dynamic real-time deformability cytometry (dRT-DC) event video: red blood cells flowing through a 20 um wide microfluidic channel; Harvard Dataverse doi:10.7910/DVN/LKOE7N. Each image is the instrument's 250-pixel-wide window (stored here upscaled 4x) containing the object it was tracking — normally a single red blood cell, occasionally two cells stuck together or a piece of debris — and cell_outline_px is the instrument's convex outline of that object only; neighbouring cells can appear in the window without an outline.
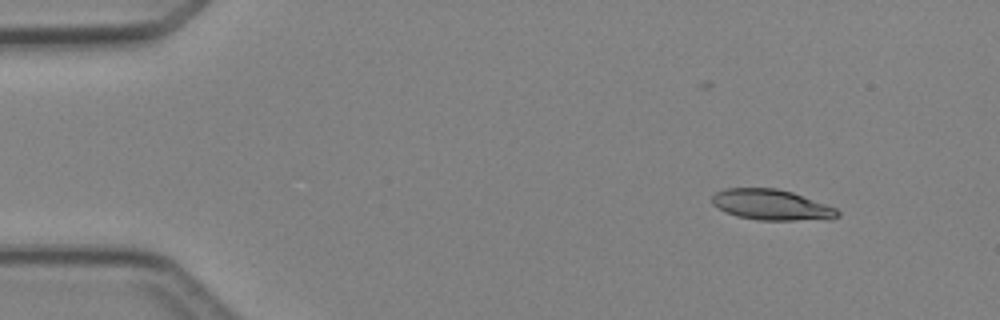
{"species": "Egyptian fruit bat (a non-hibernating species)", "species_latin": "Rousettus aegyptiacus", "temperature_condition": "cold", "stored_images_in_passage": 3, "camera_frame_rate_fps": 3000, "um_per_image_px": 0.085, "animal": {"sex": "female"}, "frame": {"image": 1, "passage_image": 1, "time_ms": 0.0, "image_size_px": [1000, 320], "cell_outline_px": [[840, 216], [832, 220], [756, 220], [736, 216], [724, 212], [712, 204], [712, 196], [716, 192], [724, 188], [776, 188], [792, 192], [836, 208], [840, 212]], "centroid_in_image_um": [65.58, 17.42], "position_along_channel_um": 19.4, "area_um2": 22.66}}
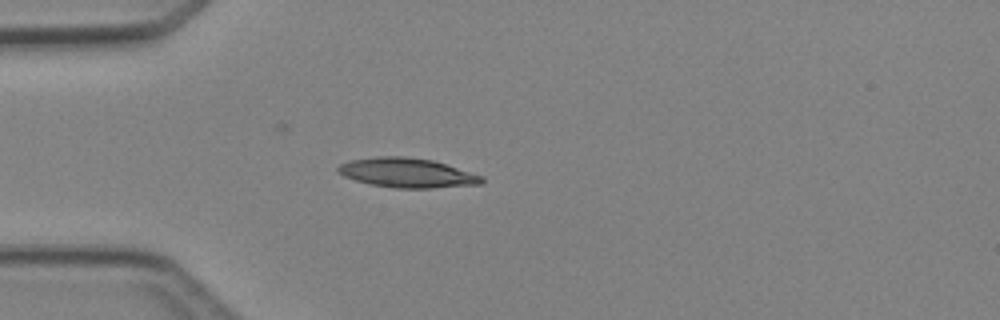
{"frame": {"image": 2, "passage_image": 3, "time_ms": 2.667, "image_size_px": [1000, 320], "cell_outline_px": [[484, 180], [480, 184], [432, 188], [396, 188], [372, 184], [356, 180], [344, 176], [336, 172], [336, 168], [340, 164], [352, 160], [376, 156], [404, 156], [432, 160], [484, 176]], "centroid_in_image_um": [34.6, 14.69], "position_along_channel_um": 50.4, "area_um2": 24.57}}